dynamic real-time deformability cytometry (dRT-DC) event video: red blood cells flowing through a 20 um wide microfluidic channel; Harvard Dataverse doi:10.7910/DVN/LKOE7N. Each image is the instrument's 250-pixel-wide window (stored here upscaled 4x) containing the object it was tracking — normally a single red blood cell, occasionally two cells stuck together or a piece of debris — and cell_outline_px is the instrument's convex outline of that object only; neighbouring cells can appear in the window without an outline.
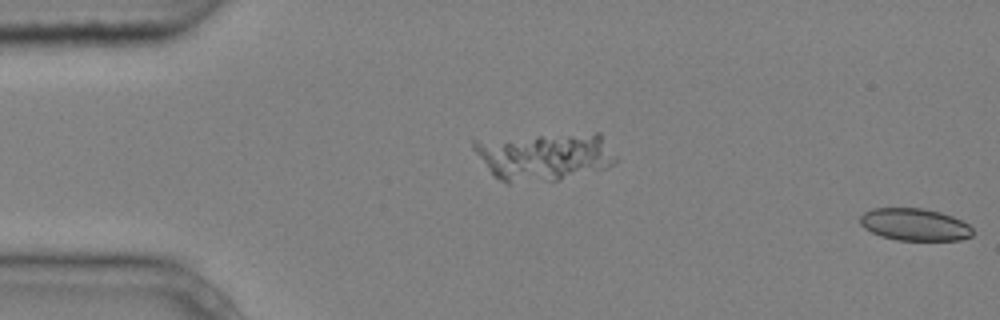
{"species": "common noctule bat (a hibernating species)", "species_latin": "Nyctalus noctula", "temperature_condition": "cold", "stored_images_in_passage": 3, "segment_of_instrument_passage": [2, 2], "camera_frame_rate_fps": 3000, "um_per_image_px": 0.085, "animal": {"sex": "male", "body_mass_g": 20.4}, "frame": {"image": 1, "passage_image": 3, "time_ms": 0.667, "image_size_px": [1000, 320], "cell_outline_px": [[972, 236], [960, 240], [896, 240], [880, 236], [864, 228], [860, 224], [860, 216], [864, 212], [872, 208], [924, 208], [940, 212], [952, 216], [968, 224], [972, 228]], "centroid_in_image_um": [77.73, 19.08], "position_along_channel_um": 7.3, "area_um2": 21.21}}